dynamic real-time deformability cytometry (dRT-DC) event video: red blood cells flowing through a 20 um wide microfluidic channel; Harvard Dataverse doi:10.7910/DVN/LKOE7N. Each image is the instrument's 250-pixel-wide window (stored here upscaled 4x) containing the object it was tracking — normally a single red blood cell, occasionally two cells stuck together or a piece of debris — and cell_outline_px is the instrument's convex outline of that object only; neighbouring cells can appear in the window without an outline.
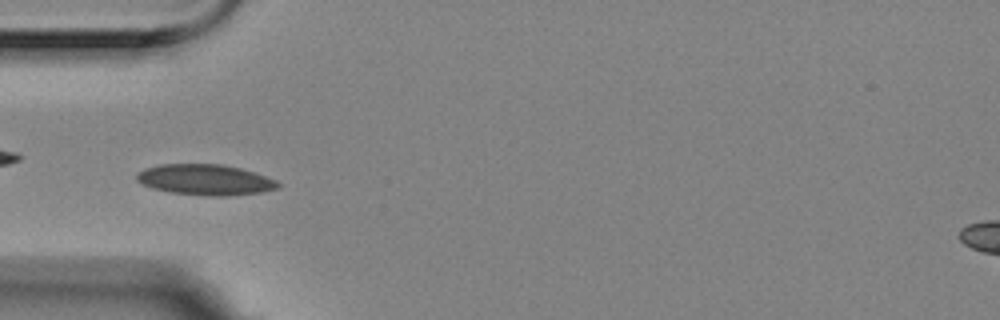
{"species": "Egyptian fruit bat (a non-hibernating species)", "species_latin": "Rousettus aegyptiacus", "temperature_condition": "room temperature", "stored_images_in_passage": 7, "camera_frame_rate_fps": 3000, "um_per_image_px": 0.085, "animal": {"sex": "female"}, "frame": {"image": 1, "passage_image": 6, "time_ms": 1.667, "image_size_px": [1000, 320], "cell_outline_px": [[280, 188], [260, 192], [228, 196], [204, 196], [172, 192], [152, 188], [136, 180], [136, 172], [144, 168], [160, 164], [220, 164], [240, 168], [276, 180], [280, 184]], "centroid_in_image_um": [17.42, 15.28], "position_along_channel_um": 67.6, "area_um2": 25.26}}
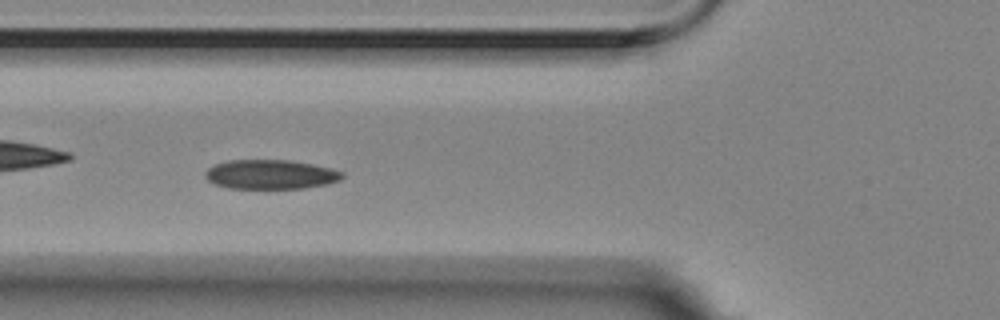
{"frame": {"image": 2, "passage_image": 7, "time_ms": 2.0, "image_size_px": [1000, 320], "cell_outline_px": [[344, 176], [340, 180], [328, 184], [304, 188], [228, 188], [216, 184], [208, 180], [204, 176], [204, 172], [208, 168], [216, 164], [228, 160], [288, 160], [312, 164], [344, 172]], "centroid_in_image_um": [23.0, 14.83], "position_along_channel_um": 102.8, "area_um2": 23.35}}